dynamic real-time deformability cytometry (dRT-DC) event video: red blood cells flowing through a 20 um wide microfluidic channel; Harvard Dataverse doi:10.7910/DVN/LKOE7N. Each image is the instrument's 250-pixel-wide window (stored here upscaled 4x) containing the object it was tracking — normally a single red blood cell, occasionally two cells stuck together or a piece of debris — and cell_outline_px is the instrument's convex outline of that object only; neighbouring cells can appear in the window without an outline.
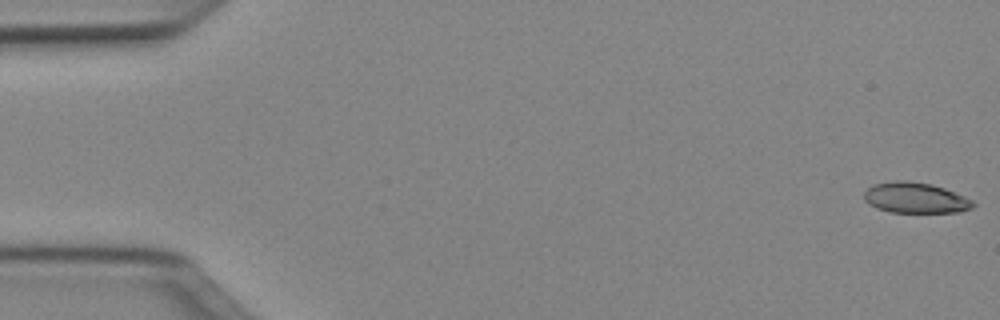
{"species": "Egyptian fruit bat (a non-hibernating species)", "species_latin": "Rousettus aegyptiacus", "temperature_condition": "cold", "stored_images_in_passage": 51, "camera_frame_rate_fps": 3000, "um_per_image_px": 0.085, "animal": {"sex": "female"}, "frame": {"image": 1, "passage_image": 1, "time_ms": 0.0, "image_size_px": [1000, 320], "cell_outline_px": [[976, 204], [972, 208], [960, 212], [892, 212], [876, 208], [868, 204], [864, 200], [864, 192], [872, 184], [896, 180], [908, 180], [932, 184], [944, 188], [964, 196], [972, 200]], "centroid_in_image_um": [77.79, 16.81], "position_along_channel_um": 7.2, "area_um2": 19.59}}
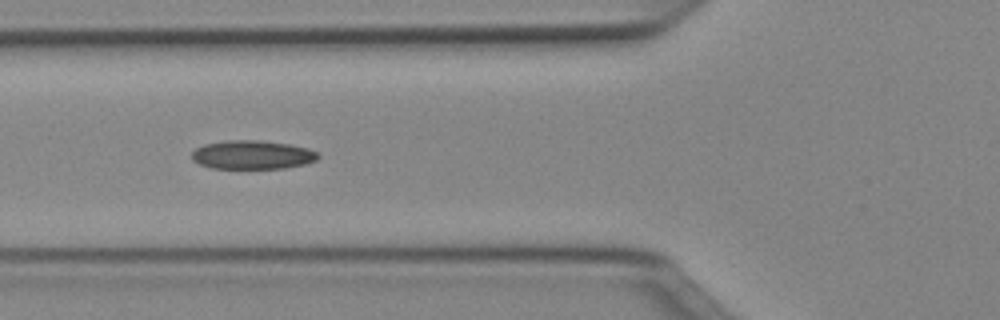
{"frame": {"image": 2, "passage_image": 19, "time_ms": 6.0, "image_size_px": [1000, 320], "cell_outline_px": [[320, 156], [316, 160], [304, 164], [284, 168], [212, 168], [200, 164], [192, 160], [192, 152], [196, 148], [204, 144], [228, 140], [260, 140], [288, 144], [308, 148], [316, 152]], "centroid_in_image_um": [21.44, 13.15], "position_along_channel_um": 104.4, "area_um2": 21.04}}
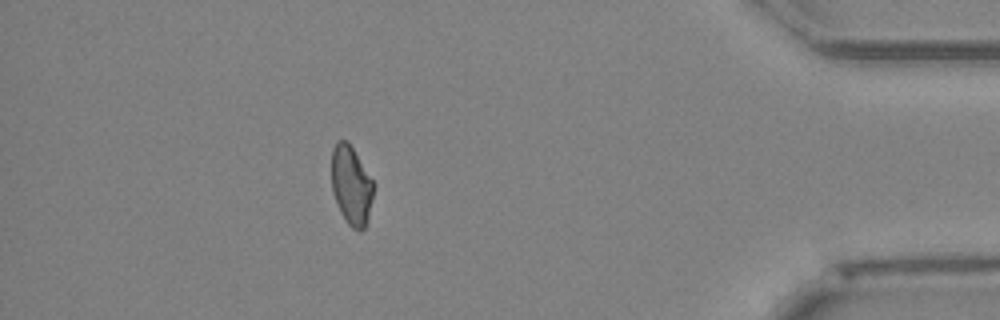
{"frame": {"image": 3, "passage_image": 45, "time_ms": 14.667, "image_size_px": [1000, 320], "cell_outline_px": [[376, 184], [368, 216], [364, 228], [360, 232], [352, 228], [348, 224], [340, 212], [332, 192], [332, 148], [336, 140], [348, 140]], "centroid_in_image_um": [29.87, 15.73], "position_along_channel_um": 405.3, "area_um2": 19.65}, "authors_computed_cell_mechanics": {"area_um2": 20.2878, "velocity_mm_per_s": 4.0169, "shape_relaxation_time_tau1_ms": 8.01, "shape_relaxation_time_tau2_ms": 4.8063, "deformation_change_tau1": 0.1561, "deformation_change_tau2": 0.1108}}